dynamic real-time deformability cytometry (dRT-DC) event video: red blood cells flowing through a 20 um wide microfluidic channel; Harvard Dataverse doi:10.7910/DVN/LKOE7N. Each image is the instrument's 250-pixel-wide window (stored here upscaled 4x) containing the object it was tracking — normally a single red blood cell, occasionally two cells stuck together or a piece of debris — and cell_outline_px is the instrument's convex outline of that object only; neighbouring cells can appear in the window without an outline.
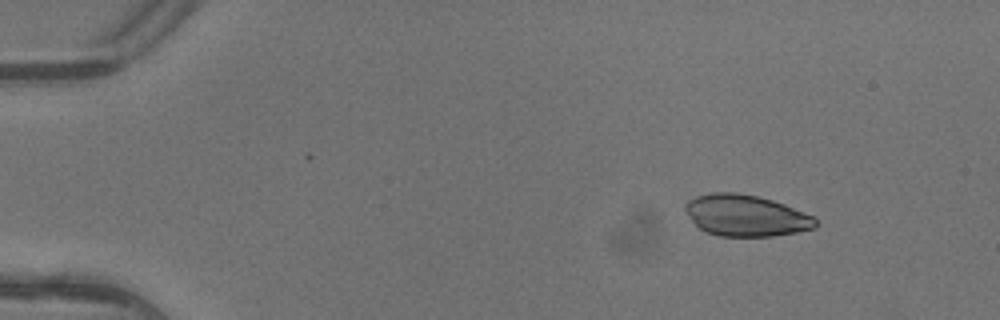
{"species": "common noctule bat (a hibernating species)", "species_latin": "Nyctalus noctula", "temperature_condition": "warm", "stored_images_in_passage": 4, "camera_frame_rate_fps": 3000, "um_per_image_px": 0.085, "animal": {"sex": "female"}, "frame": {"image": 1, "passage_image": 1, "time_ms": 0.0, "image_size_px": [1000, 320], "cell_outline_px": [[820, 220], [816, 228], [796, 232], [772, 236], [720, 236], [708, 232], [700, 228], [684, 212], [684, 204], [688, 200], [696, 196], [712, 192], [736, 192], [756, 196], [772, 200], [784, 204], [816, 216]], "centroid_in_image_um": [63.43, 18.31], "position_along_channel_um": 21.6, "area_um2": 31.67}}